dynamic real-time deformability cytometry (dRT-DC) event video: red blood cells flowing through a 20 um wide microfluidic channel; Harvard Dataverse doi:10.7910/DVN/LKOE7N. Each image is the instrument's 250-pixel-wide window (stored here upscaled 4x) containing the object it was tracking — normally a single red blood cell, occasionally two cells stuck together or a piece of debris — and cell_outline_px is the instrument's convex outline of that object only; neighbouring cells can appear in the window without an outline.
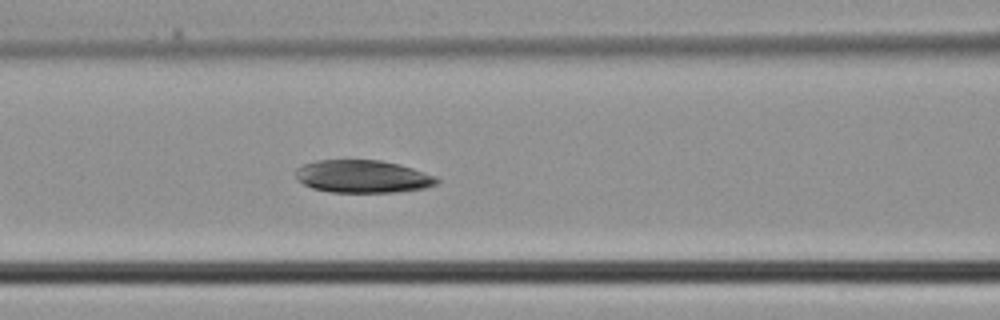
{"species": "common noctule bat (a hibernating species)", "species_latin": "Nyctalus noctula", "temperature_condition": "cold", "stored_images_in_passage": 4, "segment_of_instrument_passage": [1, 2], "camera_frame_rate_fps": 3000, "um_per_image_px": 0.085, "animal": {"sex": "male", "body_mass_g": 21.5, "forearm_length_mm": 52.0}, "frame": {"image": 1, "passage_image": 3, "time_ms": 0.667, "image_size_px": [1000, 320], "cell_outline_px": [[440, 180], [436, 184], [424, 188], [392, 192], [328, 192], [312, 188], [296, 180], [296, 168], [304, 164], [316, 160], [380, 160], [400, 164], [436, 176]], "centroid_in_image_um": [30.8, 15.0], "position_along_channel_um": 135.8, "area_um2": 26.93}}